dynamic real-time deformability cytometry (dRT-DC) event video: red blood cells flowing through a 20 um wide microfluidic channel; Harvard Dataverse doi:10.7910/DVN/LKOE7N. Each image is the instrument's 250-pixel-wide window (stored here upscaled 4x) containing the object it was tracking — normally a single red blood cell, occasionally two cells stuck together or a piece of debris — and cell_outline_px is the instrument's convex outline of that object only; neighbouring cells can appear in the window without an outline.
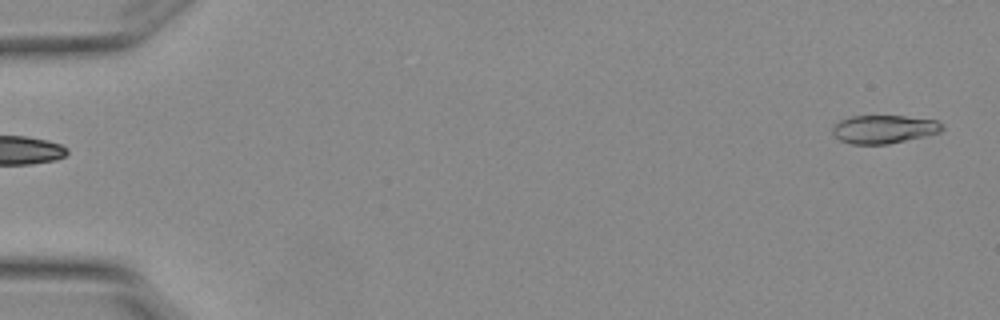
{"species": "Egyptian fruit bat (a non-hibernating species)", "species_latin": "Rousettus aegyptiacus", "temperature_condition": "warm", "stored_images_in_passage": 5, "camera_frame_rate_fps": 3000, "um_per_image_px": 0.085, "animal": {"sex": "female"}, "frame": {"image": 1, "passage_image": 1, "time_ms": 0.0, "image_size_px": [1000, 320], "cell_outline_px": [[944, 128], [940, 132], [924, 136], [888, 144], [852, 144], [840, 140], [832, 132], [832, 128], [840, 120], [852, 116], [904, 116], [936, 120]], "centroid_in_image_um": [75.12, 10.98], "position_along_channel_um": 9.9, "area_um2": 17.86}}
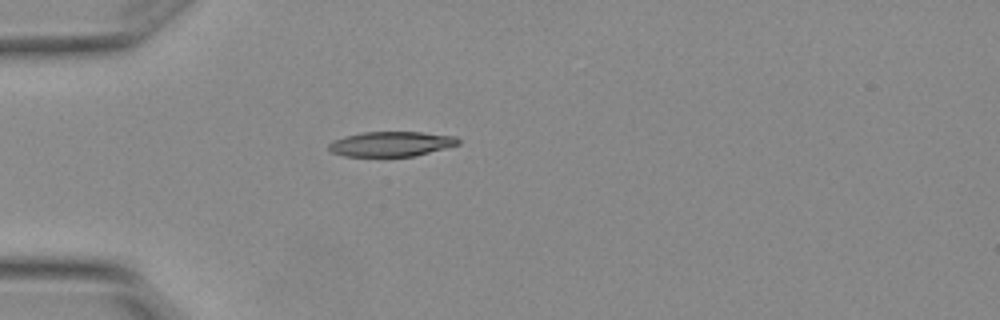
{"frame": {"image": 2, "passage_image": 5, "time_ms": 1.333, "image_size_px": [1000, 320], "cell_outline_px": [[460, 144], [416, 156], [344, 156], [332, 152], [328, 148], [328, 144], [332, 140], [344, 136], [364, 132], [420, 132], [456, 136], [460, 140]], "centroid_in_image_um": [33.25, 12.23], "position_along_channel_um": 51.8, "area_um2": 18.84}}